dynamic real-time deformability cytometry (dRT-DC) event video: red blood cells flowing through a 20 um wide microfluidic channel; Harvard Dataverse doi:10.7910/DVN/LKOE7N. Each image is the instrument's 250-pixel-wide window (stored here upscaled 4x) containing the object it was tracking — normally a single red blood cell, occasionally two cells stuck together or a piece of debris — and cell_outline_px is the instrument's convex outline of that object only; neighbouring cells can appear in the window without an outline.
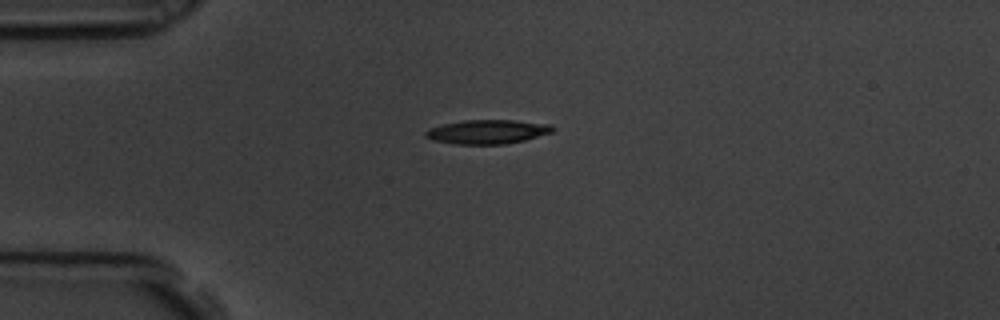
{"species": "common noctule bat (a hibernating species)", "species_latin": "Nyctalus noctula", "temperature_condition": "room temperature", "stored_images_in_passage": 4, "camera_frame_rate_fps": 3000, "um_per_image_px": 0.085, "animal": {"sex": "male", "body_mass_g": 19.5, "forearm_length_mm": 54.6}, "frame": {"image": 1, "passage_image": 4, "time_ms": 1.0, "image_size_px": [1000, 320], "cell_outline_px": [[556, 128], [552, 132], [524, 140], [508, 144], [452, 144], [432, 140], [424, 136], [424, 132], [428, 128], [444, 124], [464, 120], [516, 120], [552, 124]], "centroid_in_image_um": [41.43, 11.2], "position_along_channel_um": 43.6, "area_um2": 18.03}}